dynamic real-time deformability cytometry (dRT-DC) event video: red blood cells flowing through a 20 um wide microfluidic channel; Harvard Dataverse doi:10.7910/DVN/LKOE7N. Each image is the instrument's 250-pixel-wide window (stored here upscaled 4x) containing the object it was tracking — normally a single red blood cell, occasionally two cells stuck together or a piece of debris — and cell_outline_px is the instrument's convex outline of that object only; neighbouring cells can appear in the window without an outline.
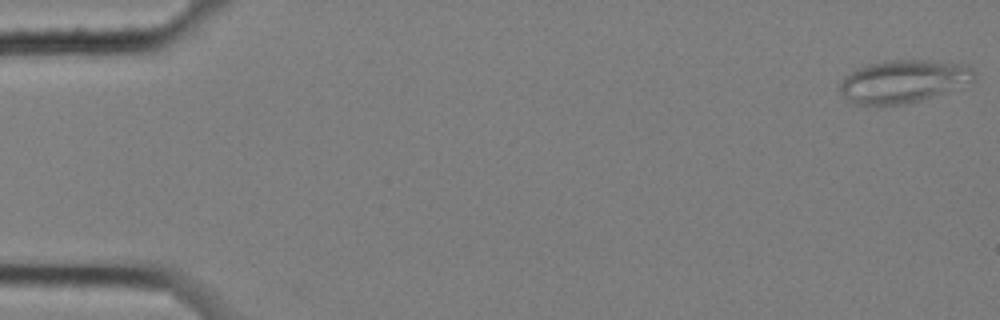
{"species": "common noctule bat (a hibernating species)", "species_latin": "Nyctalus noctula", "temperature_condition": "cold", "stored_images_in_passage": 7, "camera_frame_rate_fps": 3000, "um_per_image_px": 0.085, "animal": {"sex": "female", "body_mass_g": 25.1}, "frame": {"image": 1, "passage_image": 1, "time_ms": 0.0, "image_size_px": [1000, 320], "cell_outline_px": [[976, 76], [972, 80], [920, 100], [900, 104], [856, 104], [848, 100], [840, 92], [840, 84], [844, 76], [856, 68], [868, 64], [888, 60], [932, 60], [968, 64], [976, 72]], "centroid_in_image_um": [76.74, 6.87], "position_along_channel_um": 8.3, "area_um2": 32.95}}